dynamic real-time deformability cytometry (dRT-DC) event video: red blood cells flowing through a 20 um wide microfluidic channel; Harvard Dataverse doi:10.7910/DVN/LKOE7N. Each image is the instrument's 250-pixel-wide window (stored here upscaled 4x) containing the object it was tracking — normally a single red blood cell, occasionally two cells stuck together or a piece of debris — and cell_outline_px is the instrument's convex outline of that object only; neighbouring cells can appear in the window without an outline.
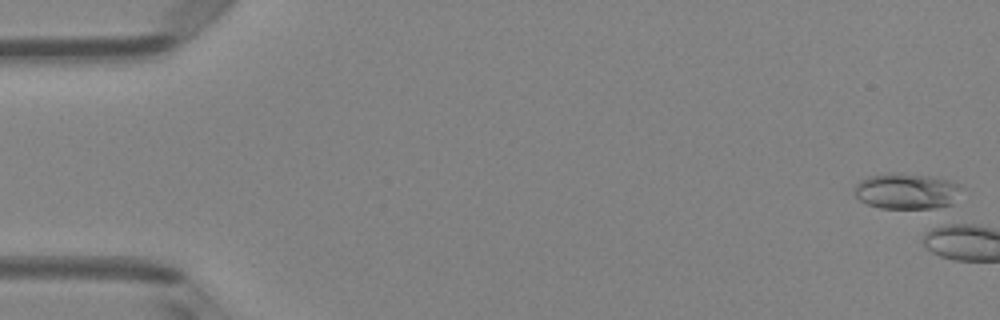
{"species": "Egyptian fruit bat (a non-hibernating species)", "species_latin": "Rousettus aegyptiacus", "temperature_condition": "room temperature", "stored_images_in_passage": 2, "camera_frame_rate_fps": 3000, "um_per_image_px": 0.085, "animal": {"sex": "female"}, "frame": {"image": 1, "passage_image": 1, "time_ms": 0.0, "image_size_px": [1000, 320], "cell_outline_px": [[960, 188], [952, 204], [944, 208], [880, 208], [868, 204], [860, 200], [856, 196], [856, 184], [860, 180], [868, 176], [888, 172], [896, 172], [936, 176], [960, 184]], "centroid_in_image_um": [77.07, 16.23], "position_along_channel_um": 7.9, "area_um2": 22.54}}